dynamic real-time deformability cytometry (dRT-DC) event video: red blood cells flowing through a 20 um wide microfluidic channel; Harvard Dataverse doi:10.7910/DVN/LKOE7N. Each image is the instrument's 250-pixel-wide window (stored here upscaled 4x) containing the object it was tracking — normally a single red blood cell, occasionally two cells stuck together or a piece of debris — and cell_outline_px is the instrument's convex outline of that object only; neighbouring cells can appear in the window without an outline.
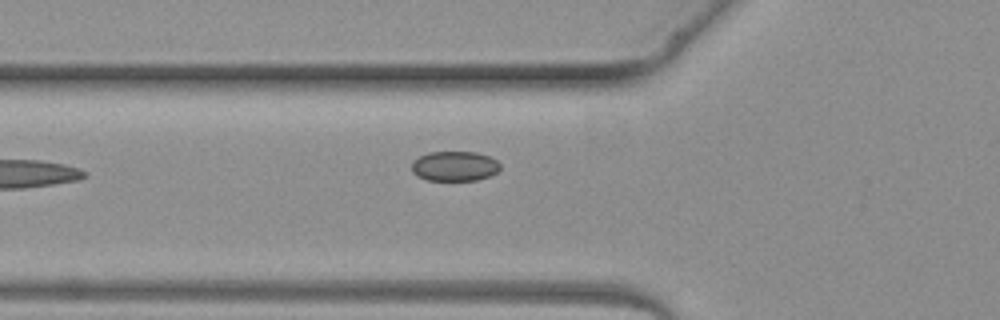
{"species": "common noctule bat (a hibernating species)", "species_latin": "Nyctalus noctula", "temperature_condition": "warm", "stored_images_in_passage": 4, "camera_frame_rate_fps": 3000, "um_per_image_px": 0.085, "animal": {"sex": "female", "body_mass_g": 19.3, "forearm_length_mm": 54.1}, "frame": {"image": 1, "passage_image": 4, "time_ms": 4.667, "image_size_px": [1000, 320], "cell_outline_px": [[500, 168], [496, 172], [488, 176], [476, 180], [428, 180], [416, 176], [412, 172], [412, 160], [428, 152], [476, 152], [488, 156], [496, 160], [500, 164]], "centroid_in_image_um": [38.61, 14.12], "position_along_channel_um": 87.2, "area_um2": 15.37}}